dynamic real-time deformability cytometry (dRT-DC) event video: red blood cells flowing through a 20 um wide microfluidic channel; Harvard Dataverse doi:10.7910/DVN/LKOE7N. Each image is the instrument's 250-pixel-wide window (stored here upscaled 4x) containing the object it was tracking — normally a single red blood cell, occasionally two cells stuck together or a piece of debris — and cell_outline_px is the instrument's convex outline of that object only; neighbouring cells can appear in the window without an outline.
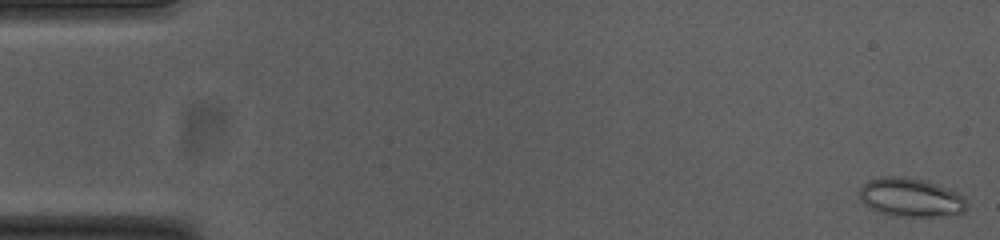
{"species": "common noctule bat (a hibernating species)", "species_latin": "Nyctalus noctula", "temperature_condition": "cold", "stored_images_in_passage": 54, "camera_frame_rate_fps": 3000, "um_per_image_px": 0.085, "animal": {"sex": "female", "body_mass_g": 23.0, "forearm_length_mm": 53.4}, "frame": {"image": 1, "passage_image": 1, "time_ms": 0.0, "image_size_px": [1000, 240], "cell_outline_px": [[968, 204], [964, 212], [932, 216], [892, 216], [876, 212], [868, 208], [860, 200], [860, 188], [868, 180], [880, 176], [904, 176], [924, 180], [960, 192], [964, 196]], "centroid_in_image_um": [77.39, 16.77], "position_along_channel_um": 7.6, "area_um2": 24.51}}
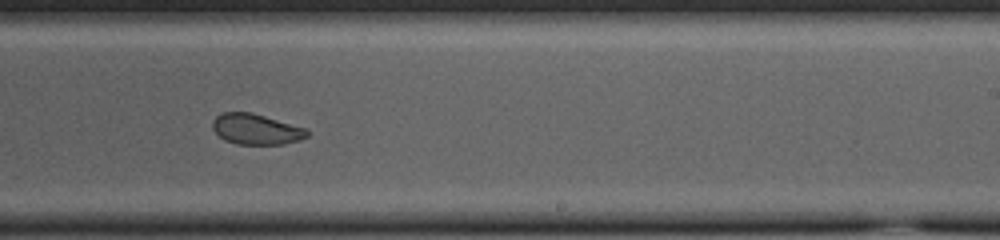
{"frame": {"image": 2, "passage_image": 33, "time_ms": 10.667, "image_size_px": [1000, 240], "cell_outline_px": [[308, 136], [300, 140], [284, 144], [236, 144], [224, 140], [212, 128], [212, 120], [216, 116], [224, 112], [252, 112], [304, 128], [308, 132]], "centroid_in_image_um": [21.74, 10.98], "position_along_channel_um": 267.3, "area_um2": 16.76}}
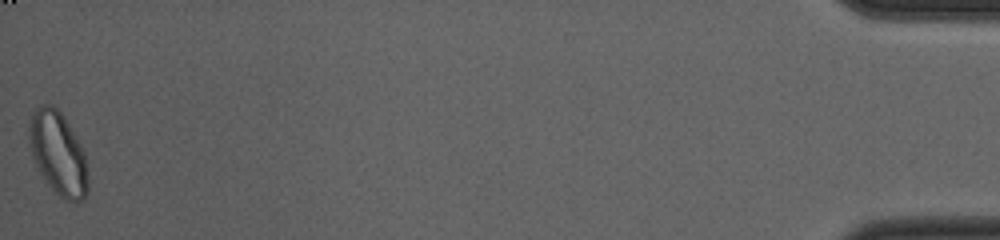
{"frame": {"image": 3, "passage_image": 54, "time_ms": 17.667, "image_size_px": [1000, 240], "cell_outline_px": [[88, 192], [84, 200], [76, 204], [64, 200], [48, 184], [40, 172], [32, 156], [28, 140], [28, 128], [32, 116], [44, 104], [52, 104], [64, 116], [80, 144], [84, 152], [88, 176]], "centroid_in_image_um": [4.97, 13.1], "position_along_channel_um": 430.2, "area_um2": 28.44}, "authors_computed_cell_mechanics": {"area_um2": 20.3745, "velocity_mm_per_s": 3.7581, "shape_relaxation_time_tau1_ms": 8.6528, "shape_relaxation_time_tau2_ms": 1.8302, "deformation_change_tau1": 0.1272, "deformation_change_tau2": 0.0614}}